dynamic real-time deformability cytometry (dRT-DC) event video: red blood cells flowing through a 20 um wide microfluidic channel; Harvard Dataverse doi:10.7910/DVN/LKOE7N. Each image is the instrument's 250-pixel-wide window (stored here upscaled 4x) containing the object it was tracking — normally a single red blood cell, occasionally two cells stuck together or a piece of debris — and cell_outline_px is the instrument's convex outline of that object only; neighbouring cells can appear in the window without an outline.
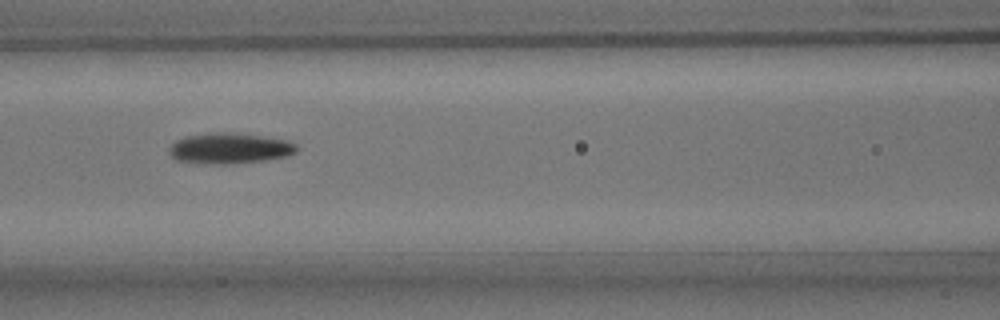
{"species": "common noctule bat (a hibernating species)", "species_latin": "Nyctalus noctula", "temperature_condition": "room temperature", "stored_images_in_passage": 9, "camera_frame_rate_fps": 3000, "um_per_image_px": 0.085, "animal": {"sex": "male", "body_mass_g": 15.6}, "frame": {"image": 1, "passage_image": 7, "time_ms": 6.667, "image_size_px": [1000, 320], "cell_outline_px": [[296, 152], [288, 156], [264, 160], [224, 164], [200, 164], [176, 160], [168, 152], [168, 148], [176, 140], [184, 136], [216, 132], [228, 132], [260, 136], [288, 140], [296, 144]], "centroid_in_image_um": [19.47, 12.61], "position_along_channel_um": 147.1, "area_um2": 22.83}}
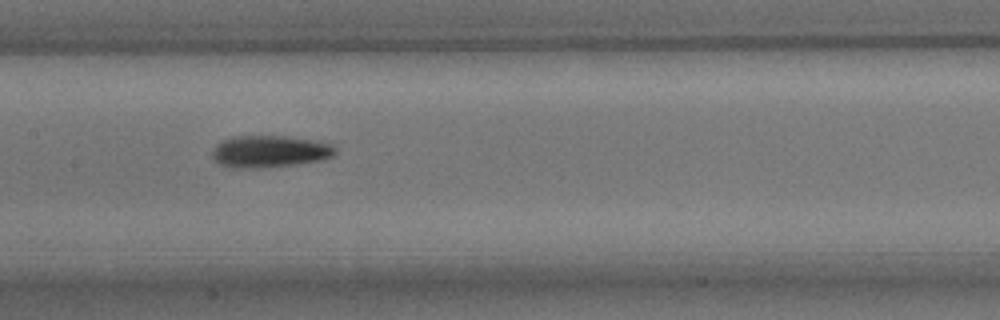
{"frame": {"image": 2, "passage_image": 8, "time_ms": 7.667, "image_size_px": [1000, 320], "cell_outline_px": [[336, 152], [332, 156], [320, 160], [296, 164], [256, 168], [232, 168], [220, 164], [212, 160], [212, 152], [216, 144], [232, 136], [284, 136], [312, 140], [328, 144], [336, 148]], "centroid_in_image_um": [22.86, 12.88], "position_along_channel_um": 184.5, "area_um2": 22.77}}
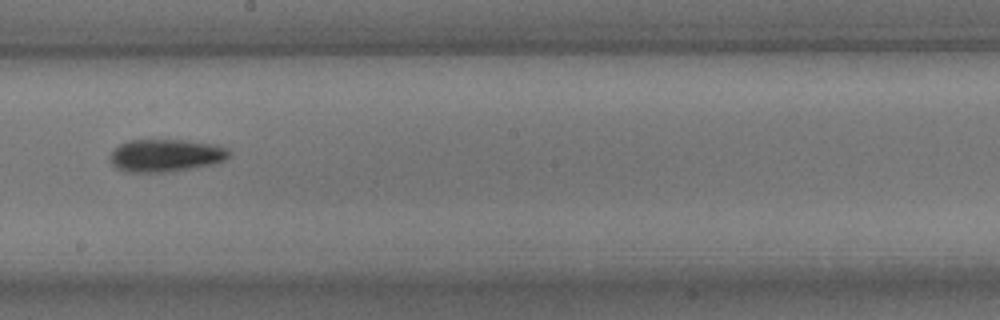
{"frame": {"image": 3, "passage_image": 9, "time_ms": 9.0, "image_size_px": [1000, 320], "cell_outline_px": [[232, 156], [216, 164], [192, 168], [164, 172], [124, 172], [116, 168], [108, 160], [108, 156], [120, 144], [128, 140], [184, 140], [216, 144], [228, 148], [232, 152]], "centroid_in_image_um": [14.11, 13.21], "position_along_channel_um": 234.1, "area_um2": 23.0}}